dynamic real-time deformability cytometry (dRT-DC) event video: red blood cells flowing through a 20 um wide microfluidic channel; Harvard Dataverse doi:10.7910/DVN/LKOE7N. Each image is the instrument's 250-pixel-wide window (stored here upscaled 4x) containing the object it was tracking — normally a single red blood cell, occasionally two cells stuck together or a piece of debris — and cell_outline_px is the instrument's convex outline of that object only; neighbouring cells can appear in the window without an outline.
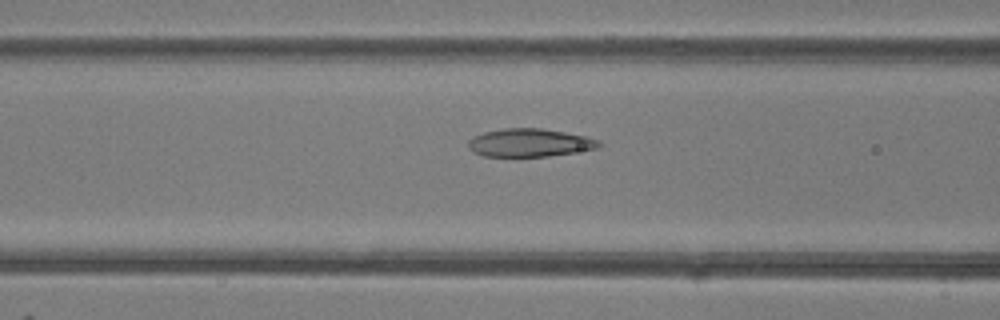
{"species": "common noctule bat (a hibernating species)", "species_latin": "Nyctalus noctula", "temperature_condition": "room temperature", "stored_images_in_passage": 32, "camera_frame_rate_fps": 3000, "um_per_image_px": 0.085, "animal": {"sex": "female"}, "frame": {"image": 1, "passage_image": 8, "time_ms": 2.333, "image_size_px": [1000, 320], "cell_outline_px": [[604, 144], [600, 148], [548, 156], [484, 156], [472, 152], [468, 148], [468, 140], [472, 136], [484, 132], [504, 128], [540, 128], [564, 132], [584, 136], [600, 140]], "centroid_in_image_um": [45.02, 12.13], "position_along_channel_um": 121.6, "area_um2": 21.5}}
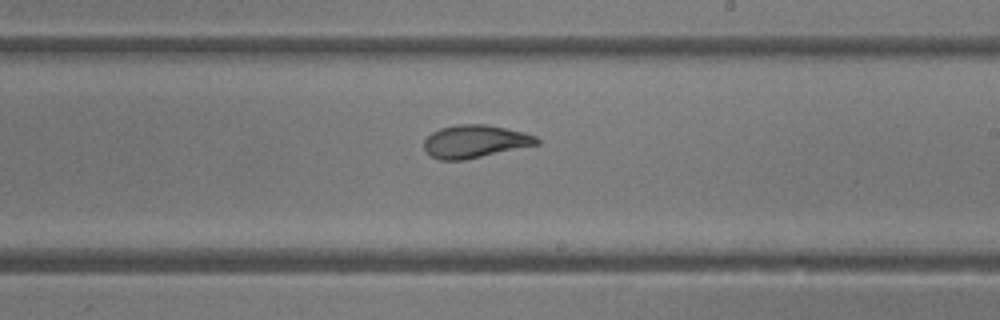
{"frame": {"image": 2, "passage_image": 17, "time_ms": 5.333, "image_size_px": [1000, 320], "cell_outline_px": [[540, 144], [464, 160], [440, 160], [432, 156], [424, 148], [424, 140], [432, 132], [440, 128], [456, 124], [484, 124], [524, 132], [536, 136], [540, 140]], "centroid_in_image_um": [40.38, 12.02], "position_along_channel_um": 248.6, "area_um2": 21.5}}
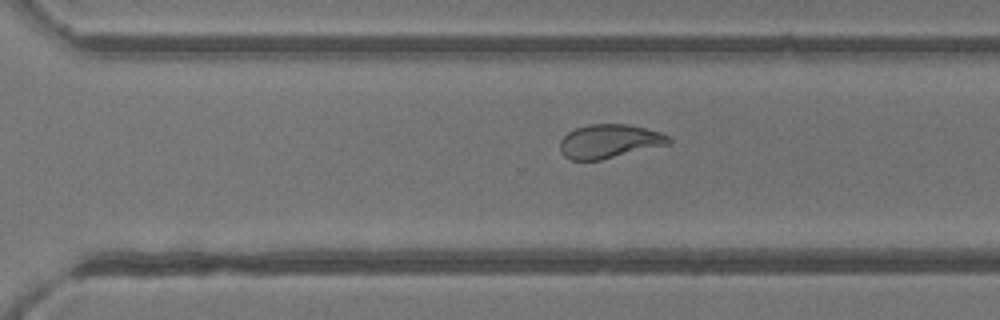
{"frame": {"image": 3, "passage_image": 22, "time_ms": 7.0, "image_size_px": [1000, 320], "cell_outline_px": [[672, 140], [668, 144], [600, 160], [572, 160], [564, 156], [560, 152], [560, 140], [568, 132], [576, 128], [588, 124], [628, 124], [660, 132], [668, 136]], "centroid_in_image_um": [51.76, 12.0], "position_along_channel_um": 318.8, "area_um2": 21.27}, "authors_computed_cell_mechanics": {"area_um2": 22.1952, "velocity_mm_per_s": 4.2398, "shape_relaxation_time_tau1_ms": null, "shape_relaxation_time_tau2_ms": 1.0899, "deformation_change_tau1": null, "deformation_change_tau2": 0.0763}}